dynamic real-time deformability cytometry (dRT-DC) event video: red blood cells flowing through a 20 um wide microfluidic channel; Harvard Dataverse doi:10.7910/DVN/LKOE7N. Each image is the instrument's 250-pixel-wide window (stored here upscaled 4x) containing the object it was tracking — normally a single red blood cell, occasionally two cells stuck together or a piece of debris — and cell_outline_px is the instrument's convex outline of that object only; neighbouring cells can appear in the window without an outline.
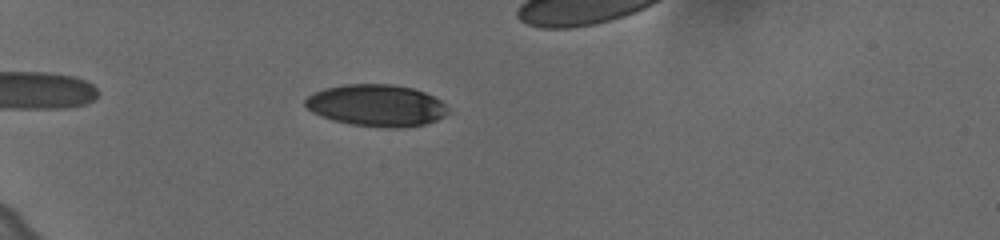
{"species": "human", "species_latin": "Homo sapiens", "temperature_condition": "cold", "stored_images_in_passage": 42, "camera_frame_rate_fps": 3000, "um_per_image_px": 0.085, "donor": {"sex": "female"}, "frame": {"image": 1, "passage_image": 7, "time_ms": 2.0, "image_size_px": [1000, 240], "cell_outline_px": [[448, 112], [444, 116], [436, 120], [424, 124], [400, 128], [388, 128], [352, 124], [332, 120], [320, 116], [312, 112], [304, 104], [304, 100], [312, 92], [324, 88], [344, 84], [392, 84], [412, 88], [424, 92], [440, 100], [448, 108]], "centroid_in_image_um": [31.97, 8.96], "position_along_channel_um": 53.0, "area_um2": 34.85}}
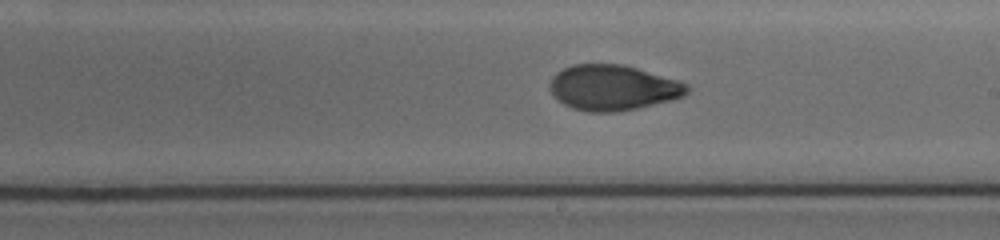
{"frame": {"image": 2, "passage_image": 25, "time_ms": 8.0, "image_size_px": [1000, 240], "cell_outline_px": [[692, 88], [684, 96], [672, 100], [636, 108], [612, 112], [588, 112], [572, 108], [564, 104], [548, 88], [548, 84], [552, 76], [556, 72], [572, 64], [624, 64], [680, 80], [688, 84]], "centroid_in_image_um": [52.13, 7.44], "position_along_channel_um": 236.9, "area_um2": 36.59}}
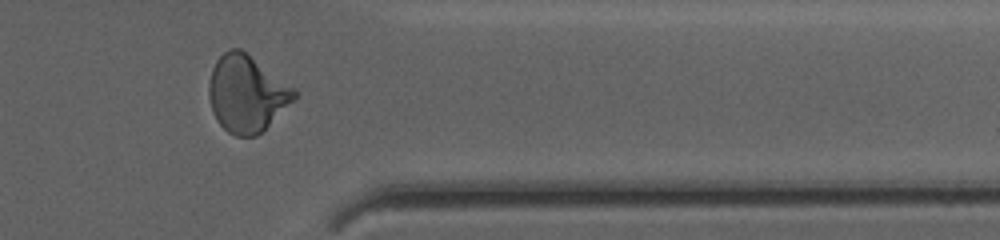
{"frame": {"image": 3, "passage_image": 38, "time_ms": 12.333, "image_size_px": [1000, 240], "cell_outline_px": [[300, 92], [256, 136], [236, 136], [228, 132], [216, 120], [212, 112], [208, 96], [208, 84], [212, 68], [216, 60], [228, 48], [240, 48], [296, 88]], "centroid_in_image_um": [20.93, 7.93], "position_along_channel_um": 390.5, "area_um2": 37.92}}